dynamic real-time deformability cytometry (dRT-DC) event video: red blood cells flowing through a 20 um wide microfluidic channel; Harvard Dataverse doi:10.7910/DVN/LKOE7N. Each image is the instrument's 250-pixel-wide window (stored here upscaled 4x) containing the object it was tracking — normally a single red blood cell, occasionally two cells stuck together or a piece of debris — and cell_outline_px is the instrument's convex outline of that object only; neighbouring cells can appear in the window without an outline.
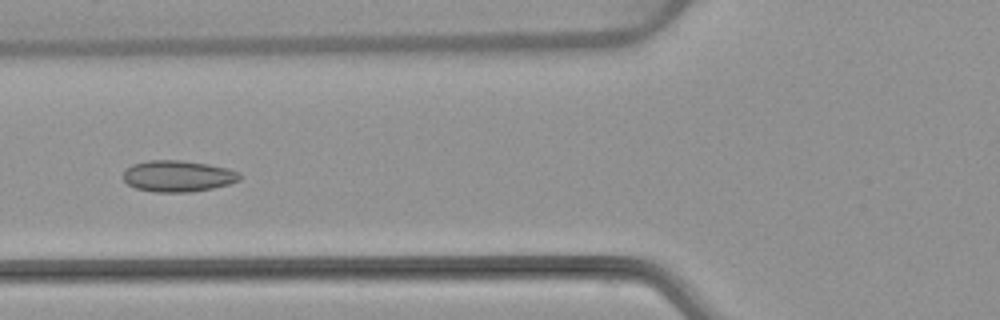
{"species": "common noctule bat (a hibernating species)", "species_latin": "Nyctalus noctula", "temperature_condition": "warm", "stored_images_in_passage": 8, "camera_frame_rate_fps": 3000, "um_per_image_px": 0.085, "animal": {"sex": "female", "body_mass_g": 22.7, "forearm_length_mm": 54.2}, "frame": {"image": 1, "passage_image": 5, "time_ms": 5.0, "image_size_px": [1000, 320], "cell_outline_px": [[240, 180], [228, 184], [212, 188], [192, 192], [156, 192], [136, 188], [128, 184], [124, 180], [124, 172], [132, 164], [148, 160], [180, 160], [208, 164], [228, 168], [240, 172]], "centroid_in_image_um": [15.14, 14.96], "position_along_channel_um": 110.7, "area_um2": 21.21}}
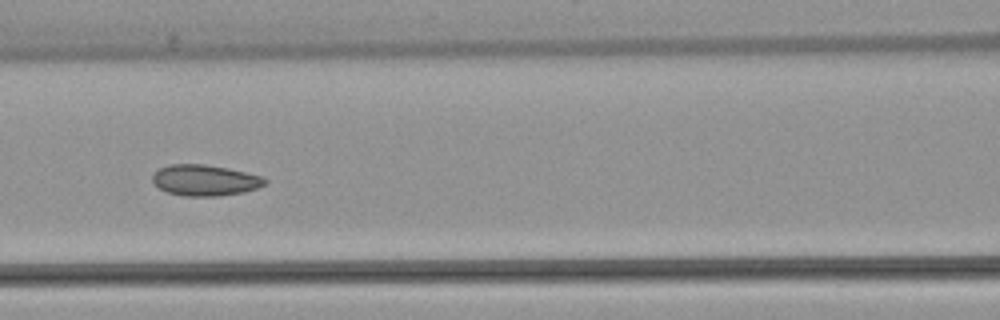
{"frame": {"image": 2, "passage_image": 6, "time_ms": 6.0, "image_size_px": [1000, 320], "cell_outline_px": [[268, 180], [264, 184], [256, 188], [244, 192], [216, 196], [184, 196], [168, 192], [152, 184], [152, 172], [168, 164], [204, 164], [228, 168], [264, 176]], "centroid_in_image_um": [17.39, 15.31], "position_along_channel_um": 149.2, "area_um2": 20.46}}
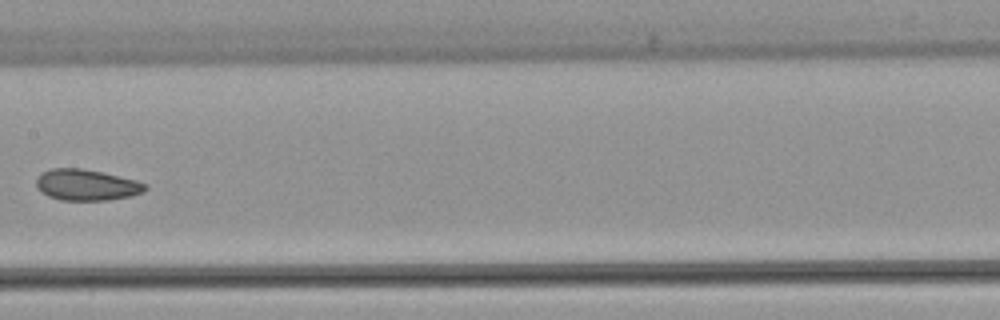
{"frame": {"image": 3, "passage_image": 7, "time_ms": 7.333, "image_size_px": [1000, 320], "cell_outline_px": [[148, 188], [144, 192], [132, 196], [108, 200], [60, 200], [48, 196], [40, 192], [36, 188], [36, 180], [40, 172], [52, 168], [80, 168], [100, 172], [136, 180], [148, 184]], "centroid_in_image_um": [7.34, 15.72], "position_along_channel_um": 200.1, "area_um2": 19.94}}